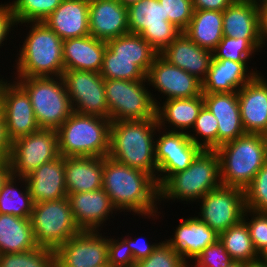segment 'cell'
Returning <instances> with one entry per match:
<instances>
[{"mask_svg": "<svg viewBox=\"0 0 267 267\" xmlns=\"http://www.w3.org/2000/svg\"><path fill=\"white\" fill-rule=\"evenodd\" d=\"M127 10L130 33L139 34L158 53L182 33L165 17L163 5L158 0H141Z\"/></svg>", "mask_w": 267, "mask_h": 267, "instance_id": "cell-10", "label": "cell"}, {"mask_svg": "<svg viewBox=\"0 0 267 267\" xmlns=\"http://www.w3.org/2000/svg\"><path fill=\"white\" fill-rule=\"evenodd\" d=\"M220 164L215 150H202L184 171L170 175L159 186V202H199L209 191L220 187ZM198 199V200H197Z\"/></svg>", "mask_w": 267, "mask_h": 267, "instance_id": "cell-6", "label": "cell"}, {"mask_svg": "<svg viewBox=\"0 0 267 267\" xmlns=\"http://www.w3.org/2000/svg\"><path fill=\"white\" fill-rule=\"evenodd\" d=\"M106 43L113 51V58L132 59L145 74L159 55L139 34L128 33Z\"/></svg>", "mask_w": 267, "mask_h": 267, "instance_id": "cell-33", "label": "cell"}, {"mask_svg": "<svg viewBox=\"0 0 267 267\" xmlns=\"http://www.w3.org/2000/svg\"><path fill=\"white\" fill-rule=\"evenodd\" d=\"M235 0H192L194 10L224 11Z\"/></svg>", "mask_w": 267, "mask_h": 267, "instance_id": "cell-49", "label": "cell"}, {"mask_svg": "<svg viewBox=\"0 0 267 267\" xmlns=\"http://www.w3.org/2000/svg\"><path fill=\"white\" fill-rule=\"evenodd\" d=\"M61 2L62 0H15L9 3L20 26L29 22H43Z\"/></svg>", "mask_w": 267, "mask_h": 267, "instance_id": "cell-39", "label": "cell"}, {"mask_svg": "<svg viewBox=\"0 0 267 267\" xmlns=\"http://www.w3.org/2000/svg\"><path fill=\"white\" fill-rule=\"evenodd\" d=\"M259 259L267 265V248L259 254Z\"/></svg>", "mask_w": 267, "mask_h": 267, "instance_id": "cell-55", "label": "cell"}, {"mask_svg": "<svg viewBox=\"0 0 267 267\" xmlns=\"http://www.w3.org/2000/svg\"><path fill=\"white\" fill-rule=\"evenodd\" d=\"M145 82L146 78L138 81L104 79L111 121L156 118V105L160 102L145 87L148 85Z\"/></svg>", "mask_w": 267, "mask_h": 267, "instance_id": "cell-8", "label": "cell"}, {"mask_svg": "<svg viewBox=\"0 0 267 267\" xmlns=\"http://www.w3.org/2000/svg\"><path fill=\"white\" fill-rule=\"evenodd\" d=\"M133 267H189V265L165 240H161L148 257L137 261Z\"/></svg>", "mask_w": 267, "mask_h": 267, "instance_id": "cell-41", "label": "cell"}, {"mask_svg": "<svg viewBox=\"0 0 267 267\" xmlns=\"http://www.w3.org/2000/svg\"><path fill=\"white\" fill-rule=\"evenodd\" d=\"M0 267H56V250L38 246L25 252L1 254Z\"/></svg>", "mask_w": 267, "mask_h": 267, "instance_id": "cell-37", "label": "cell"}, {"mask_svg": "<svg viewBox=\"0 0 267 267\" xmlns=\"http://www.w3.org/2000/svg\"><path fill=\"white\" fill-rule=\"evenodd\" d=\"M215 151L219 157L222 185L245 190L267 160V136L246 133L220 145Z\"/></svg>", "mask_w": 267, "mask_h": 267, "instance_id": "cell-4", "label": "cell"}, {"mask_svg": "<svg viewBox=\"0 0 267 267\" xmlns=\"http://www.w3.org/2000/svg\"><path fill=\"white\" fill-rule=\"evenodd\" d=\"M102 188L119 213L132 212L145 219L159 218V186L152 175L106 156L103 157Z\"/></svg>", "mask_w": 267, "mask_h": 267, "instance_id": "cell-1", "label": "cell"}, {"mask_svg": "<svg viewBox=\"0 0 267 267\" xmlns=\"http://www.w3.org/2000/svg\"><path fill=\"white\" fill-rule=\"evenodd\" d=\"M124 7L128 8L129 6L136 4L141 0H118Z\"/></svg>", "mask_w": 267, "mask_h": 267, "instance_id": "cell-54", "label": "cell"}, {"mask_svg": "<svg viewBox=\"0 0 267 267\" xmlns=\"http://www.w3.org/2000/svg\"><path fill=\"white\" fill-rule=\"evenodd\" d=\"M261 48L262 43L260 39H242L223 36L213 51V57L215 59H229L235 62H249L257 54L255 52L262 51Z\"/></svg>", "mask_w": 267, "mask_h": 267, "instance_id": "cell-36", "label": "cell"}, {"mask_svg": "<svg viewBox=\"0 0 267 267\" xmlns=\"http://www.w3.org/2000/svg\"><path fill=\"white\" fill-rule=\"evenodd\" d=\"M0 123H5L3 116H2V101H1V97H0Z\"/></svg>", "mask_w": 267, "mask_h": 267, "instance_id": "cell-57", "label": "cell"}, {"mask_svg": "<svg viewBox=\"0 0 267 267\" xmlns=\"http://www.w3.org/2000/svg\"><path fill=\"white\" fill-rule=\"evenodd\" d=\"M181 220L174 229L173 238L165 240L190 265L189 259L195 260L207 246L219 239V235L196 216Z\"/></svg>", "mask_w": 267, "mask_h": 267, "instance_id": "cell-23", "label": "cell"}, {"mask_svg": "<svg viewBox=\"0 0 267 267\" xmlns=\"http://www.w3.org/2000/svg\"><path fill=\"white\" fill-rule=\"evenodd\" d=\"M249 62H235L212 57L209 70L202 81L203 93H233L251 81L258 70L249 69ZM250 70V71H249Z\"/></svg>", "mask_w": 267, "mask_h": 267, "instance_id": "cell-21", "label": "cell"}, {"mask_svg": "<svg viewBox=\"0 0 267 267\" xmlns=\"http://www.w3.org/2000/svg\"><path fill=\"white\" fill-rule=\"evenodd\" d=\"M228 267H245V262H238V261H234L231 265H229Z\"/></svg>", "mask_w": 267, "mask_h": 267, "instance_id": "cell-56", "label": "cell"}, {"mask_svg": "<svg viewBox=\"0 0 267 267\" xmlns=\"http://www.w3.org/2000/svg\"><path fill=\"white\" fill-rule=\"evenodd\" d=\"M194 261L195 266L189 267H228L234 262L219 239L207 246Z\"/></svg>", "mask_w": 267, "mask_h": 267, "instance_id": "cell-45", "label": "cell"}, {"mask_svg": "<svg viewBox=\"0 0 267 267\" xmlns=\"http://www.w3.org/2000/svg\"><path fill=\"white\" fill-rule=\"evenodd\" d=\"M245 267H267L260 259L245 263Z\"/></svg>", "mask_w": 267, "mask_h": 267, "instance_id": "cell-53", "label": "cell"}, {"mask_svg": "<svg viewBox=\"0 0 267 267\" xmlns=\"http://www.w3.org/2000/svg\"><path fill=\"white\" fill-rule=\"evenodd\" d=\"M62 79L73 112L109 119L104 79L100 73L85 70H64Z\"/></svg>", "mask_w": 267, "mask_h": 267, "instance_id": "cell-13", "label": "cell"}, {"mask_svg": "<svg viewBox=\"0 0 267 267\" xmlns=\"http://www.w3.org/2000/svg\"><path fill=\"white\" fill-rule=\"evenodd\" d=\"M163 5L165 17L182 32L188 27L193 15L192 0H158Z\"/></svg>", "mask_w": 267, "mask_h": 267, "instance_id": "cell-44", "label": "cell"}, {"mask_svg": "<svg viewBox=\"0 0 267 267\" xmlns=\"http://www.w3.org/2000/svg\"><path fill=\"white\" fill-rule=\"evenodd\" d=\"M28 94L40 128L57 130L73 113L62 77H15Z\"/></svg>", "mask_w": 267, "mask_h": 267, "instance_id": "cell-7", "label": "cell"}, {"mask_svg": "<svg viewBox=\"0 0 267 267\" xmlns=\"http://www.w3.org/2000/svg\"><path fill=\"white\" fill-rule=\"evenodd\" d=\"M12 141L8 137L5 123H0V160L9 159Z\"/></svg>", "mask_w": 267, "mask_h": 267, "instance_id": "cell-51", "label": "cell"}, {"mask_svg": "<svg viewBox=\"0 0 267 267\" xmlns=\"http://www.w3.org/2000/svg\"><path fill=\"white\" fill-rule=\"evenodd\" d=\"M237 94L245 132L267 136V79L259 73Z\"/></svg>", "mask_w": 267, "mask_h": 267, "instance_id": "cell-19", "label": "cell"}, {"mask_svg": "<svg viewBox=\"0 0 267 267\" xmlns=\"http://www.w3.org/2000/svg\"><path fill=\"white\" fill-rule=\"evenodd\" d=\"M191 131L194 133H188V137L202 150L218 148V121L205 106L200 110Z\"/></svg>", "mask_w": 267, "mask_h": 267, "instance_id": "cell-40", "label": "cell"}, {"mask_svg": "<svg viewBox=\"0 0 267 267\" xmlns=\"http://www.w3.org/2000/svg\"><path fill=\"white\" fill-rule=\"evenodd\" d=\"M103 79L138 81L146 78V74L134 64L132 59L113 58V51L107 46L100 71Z\"/></svg>", "mask_w": 267, "mask_h": 267, "instance_id": "cell-38", "label": "cell"}, {"mask_svg": "<svg viewBox=\"0 0 267 267\" xmlns=\"http://www.w3.org/2000/svg\"><path fill=\"white\" fill-rule=\"evenodd\" d=\"M59 156L56 130L40 128L12 142L9 157L12 175L25 178L42 164Z\"/></svg>", "mask_w": 267, "mask_h": 267, "instance_id": "cell-11", "label": "cell"}, {"mask_svg": "<svg viewBox=\"0 0 267 267\" xmlns=\"http://www.w3.org/2000/svg\"><path fill=\"white\" fill-rule=\"evenodd\" d=\"M223 36L260 39L258 4L235 0L223 11Z\"/></svg>", "mask_w": 267, "mask_h": 267, "instance_id": "cell-30", "label": "cell"}, {"mask_svg": "<svg viewBox=\"0 0 267 267\" xmlns=\"http://www.w3.org/2000/svg\"><path fill=\"white\" fill-rule=\"evenodd\" d=\"M219 240L234 261L247 263L259 259L248 227L243 220L220 233Z\"/></svg>", "mask_w": 267, "mask_h": 267, "instance_id": "cell-35", "label": "cell"}, {"mask_svg": "<svg viewBox=\"0 0 267 267\" xmlns=\"http://www.w3.org/2000/svg\"><path fill=\"white\" fill-rule=\"evenodd\" d=\"M89 31L98 40H108L130 33L128 10L118 0L89 1Z\"/></svg>", "mask_w": 267, "mask_h": 267, "instance_id": "cell-20", "label": "cell"}, {"mask_svg": "<svg viewBox=\"0 0 267 267\" xmlns=\"http://www.w3.org/2000/svg\"><path fill=\"white\" fill-rule=\"evenodd\" d=\"M246 208L267 212V160L245 189Z\"/></svg>", "mask_w": 267, "mask_h": 267, "instance_id": "cell-42", "label": "cell"}, {"mask_svg": "<svg viewBox=\"0 0 267 267\" xmlns=\"http://www.w3.org/2000/svg\"><path fill=\"white\" fill-rule=\"evenodd\" d=\"M111 123L108 118L73 112L56 130L60 156H108Z\"/></svg>", "mask_w": 267, "mask_h": 267, "instance_id": "cell-5", "label": "cell"}, {"mask_svg": "<svg viewBox=\"0 0 267 267\" xmlns=\"http://www.w3.org/2000/svg\"><path fill=\"white\" fill-rule=\"evenodd\" d=\"M67 194L102 189L103 157H64Z\"/></svg>", "mask_w": 267, "mask_h": 267, "instance_id": "cell-29", "label": "cell"}, {"mask_svg": "<svg viewBox=\"0 0 267 267\" xmlns=\"http://www.w3.org/2000/svg\"><path fill=\"white\" fill-rule=\"evenodd\" d=\"M29 31L15 60L16 77H61L63 40L44 22H29Z\"/></svg>", "mask_w": 267, "mask_h": 267, "instance_id": "cell-3", "label": "cell"}, {"mask_svg": "<svg viewBox=\"0 0 267 267\" xmlns=\"http://www.w3.org/2000/svg\"><path fill=\"white\" fill-rule=\"evenodd\" d=\"M30 222L36 244L55 250L81 231L67 197L34 204Z\"/></svg>", "mask_w": 267, "mask_h": 267, "instance_id": "cell-9", "label": "cell"}, {"mask_svg": "<svg viewBox=\"0 0 267 267\" xmlns=\"http://www.w3.org/2000/svg\"><path fill=\"white\" fill-rule=\"evenodd\" d=\"M101 231H80L56 249V267L108 265V236Z\"/></svg>", "mask_w": 267, "mask_h": 267, "instance_id": "cell-16", "label": "cell"}, {"mask_svg": "<svg viewBox=\"0 0 267 267\" xmlns=\"http://www.w3.org/2000/svg\"><path fill=\"white\" fill-rule=\"evenodd\" d=\"M259 12V36L262 48L267 44V1L258 5Z\"/></svg>", "mask_w": 267, "mask_h": 267, "instance_id": "cell-50", "label": "cell"}, {"mask_svg": "<svg viewBox=\"0 0 267 267\" xmlns=\"http://www.w3.org/2000/svg\"><path fill=\"white\" fill-rule=\"evenodd\" d=\"M36 247L30 218L0 214V255L25 252Z\"/></svg>", "mask_w": 267, "mask_h": 267, "instance_id": "cell-31", "label": "cell"}, {"mask_svg": "<svg viewBox=\"0 0 267 267\" xmlns=\"http://www.w3.org/2000/svg\"><path fill=\"white\" fill-rule=\"evenodd\" d=\"M107 257L109 267H133L136 263L130 247L119 237L118 239L108 237Z\"/></svg>", "mask_w": 267, "mask_h": 267, "instance_id": "cell-46", "label": "cell"}, {"mask_svg": "<svg viewBox=\"0 0 267 267\" xmlns=\"http://www.w3.org/2000/svg\"><path fill=\"white\" fill-rule=\"evenodd\" d=\"M147 83L166 96V100L202 95V82L183 69L169 63L160 54L146 74Z\"/></svg>", "mask_w": 267, "mask_h": 267, "instance_id": "cell-17", "label": "cell"}, {"mask_svg": "<svg viewBox=\"0 0 267 267\" xmlns=\"http://www.w3.org/2000/svg\"><path fill=\"white\" fill-rule=\"evenodd\" d=\"M88 20L89 1L62 0L43 22L65 40L90 35Z\"/></svg>", "mask_w": 267, "mask_h": 267, "instance_id": "cell-25", "label": "cell"}, {"mask_svg": "<svg viewBox=\"0 0 267 267\" xmlns=\"http://www.w3.org/2000/svg\"><path fill=\"white\" fill-rule=\"evenodd\" d=\"M3 78L0 76L2 116L8 137L13 142L20 137L38 131L40 127L26 91L14 79L10 82Z\"/></svg>", "mask_w": 267, "mask_h": 267, "instance_id": "cell-15", "label": "cell"}, {"mask_svg": "<svg viewBox=\"0 0 267 267\" xmlns=\"http://www.w3.org/2000/svg\"><path fill=\"white\" fill-rule=\"evenodd\" d=\"M245 1H249V2H252V3H255V4H261L263 2H266L267 0H245Z\"/></svg>", "mask_w": 267, "mask_h": 267, "instance_id": "cell-58", "label": "cell"}, {"mask_svg": "<svg viewBox=\"0 0 267 267\" xmlns=\"http://www.w3.org/2000/svg\"><path fill=\"white\" fill-rule=\"evenodd\" d=\"M121 238H123L130 247L135 262L148 257L159 244L158 242L151 244L149 243L150 241L144 240L143 237L140 239V236L131 239V236L126 235V237L123 236Z\"/></svg>", "mask_w": 267, "mask_h": 267, "instance_id": "cell-48", "label": "cell"}, {"mask_svg": "<svg viewBox=\"0 0 267 267\" xmlns=\"http://www.w3.org/2000/svg\"><path fill=\"white\" fill-rule=\"evenodd\" d=\"M17 183H22L20 186L22 190L18 188ZM33 206L26 178L11 175L0 190V214L30 218Z\"/></svg>", "mask_w": 267, "mask_h": 267, "instance_id": "cell-34", "label": "cell"}, {"mask_svg": "<svg viewBox=\"0 0 267 267\" xmlns=\"http://www.w3.org/2000/svg\"><path fill=\"white\" fill-rule=\"evenodd\" d=\"M67 198L74 222L81 231H101L107 219L114 218L112 214L118 212L103 188L67 194Z\"/></svg>", "mask_w": 267, "mask_h": 267, "instance_id": "cell-18", "label": "cell"}, {"mask_svg": "<svg viewBox=\"0 0 267 267\" xmlns=\"http://www.w3.org/2000/svg\"><path fill=\"white\" fill-rule=\"evenodd\" d=\"M25 178L34 204L67 197L62 156L42 164Z\"/></svg>", "mask_w": 267, "mask_h": 267, "instance_id": "cell-26", "label": "cell"}, {"mask_svg": "<svg viewBox=\"0 0 267 267\" xmlns=\"http://www.w3.org/2000/svg\"><path fill=\"white\" fill-rule=\"evenodd\" d=\"M203 106V95L165 100L156 105L158 127L168 131L190 133Z\"/></svg>", "mask_w": 267, "mask_h": 267, "instance_id": "cell-28", "label": "cell"}, {"mask_svg": "<svg viewBox=\"0 0 267 267\" xmlns=\"http://www.w3.org/2000/svg\"><path fill=\"white\" fill-rule=\"evenodd\" d=\"M248 217H251V220ZM243 221L248 227L257 253L260 254L267 248V212H258L246 208Z\"/></svg>", "mask_w": 267, "mask_h": 267, "instance_id": "cell-43", "label": "cell"}, {"mask_svg": "<svg viewBox=\"0 0 267 267\" xmlns=\"http://www.w3.org/2000/svg\"><path fill=\"white\" fill-rule=\"evenodd\" d=\"M16 25V26H15ZM15 15L11 3L0 4V48L7 42L10 37L9 32L13 31L17 26ZM15 27V28H14ZM3 44V45H2Z\"/></svg>", "mask_w": 267, "mask_h": 267, "instance_id": "cell-47", "label": "cell"}, {"mask_svg": "<svg viewBox=\"0 0 267 267\" xmlns=\"http://www.w3.org/2000/svg\"><path fill=\"white\" fill-rule=\"evenodd\" d=\"M223 11L194 10L183 31L198 46L214 51L223 38Z\"/></svg>", "mask_w": 267, "mask_h": 267, "instance_id": "cell-32", "label": "cell"}, {"mask_svg": "<svg viewBox=\"0 0 267 267\" xmlns=\"http://www.w3.org/2000/svg\"><path fill=\"white\" fill-rule=\"evenodd\" d=\"M156 118L112 121L108 156L128 167L157 177L155 137Z\"/></svg>", "mask_w": 267, "mask_h": 267, "instance_id": "cell-2", "label": "cell"}, {"mask_svg": "<svg viewBox=\"0 0 267 267\" xmlns=\"http://www.w3.org/2000/svg\"><path fill=\"white\" fill-rule=\"evenodd\" d=\"M12 175L9 159L0 160V190L7 179Z\"/></svg>", "mask_w": 267, "mask_h": 267, "instance_id": "cell-52", "label": "cell"}, {"mask_svg": "<svg viewBox=\"0 0 267 267\" xmlns=\"http://www.w3.org/2000/svg\"><path fill=\"white\" fill-rule=\"evenodd\" d=\"M107 43L91 35L63 40L65 70H85L100 73Z\"/></svg>", "mask_w": 267, "mask_h": 267, "instance_id": "cell-27", "label": "cell"}, {"mask_svg": "<svg viewBox=\"0 0 267 267\" xmlns=\"http://www.w3.org/2000/svg\"><path fill=\"white\" fill-rule=\"evenodd\" d=\"M162 130V131H161ZM155 138L156 181L160 186L170 175L186 170L202 151L188 133L168 131L158 127Z\"/></svg>", "mask_w": 267, "mask_h": 267, "instance_id": "cell-14", "label": "cell"}, {"mask_svg": "<svg viewBox=\"0 0 267 267\" xmlns=\"http://www.w3.org/2000/svg\"><path fill=\"white\" fill-rule=\"evenodd\" d=\"M202 95L204 106L218 121V147L246 134L241 121L237 92Z\"/></svg>", "mask_w": 267, "mask_h": 267, "instance_id": "cell-22", "label": "cell"}, {"mask_svg": "<svg viewBox=\"0 0 267 267\" xmlns=\"http://www.w3.org/2000/svg\"><path fill=\"white\" fill-rule=\"evenodd\" d=\"M198 218L218 235L243 220L246 210L245 190L238 187H217L200 200Z\"/></svg>", "mask_w": 267, "mask_h": 267, "instance_id": "cell-12", "label": "cell"}, {"mask_svg": "<svg viewBox=\"0 0 267 267\" xmlns=\"http://www.w3.org/2000/svg\"><path fill=\"white\" fill-rule=\"evenodd\" d=\"M159 54L201 82L206 77L213 57L212 51L198 46L184 32Z\"/></svg>", "mask_w": 267, "mask_h": 267, "instance_id": "cell-24", "label": "cell"}]
</instances>
